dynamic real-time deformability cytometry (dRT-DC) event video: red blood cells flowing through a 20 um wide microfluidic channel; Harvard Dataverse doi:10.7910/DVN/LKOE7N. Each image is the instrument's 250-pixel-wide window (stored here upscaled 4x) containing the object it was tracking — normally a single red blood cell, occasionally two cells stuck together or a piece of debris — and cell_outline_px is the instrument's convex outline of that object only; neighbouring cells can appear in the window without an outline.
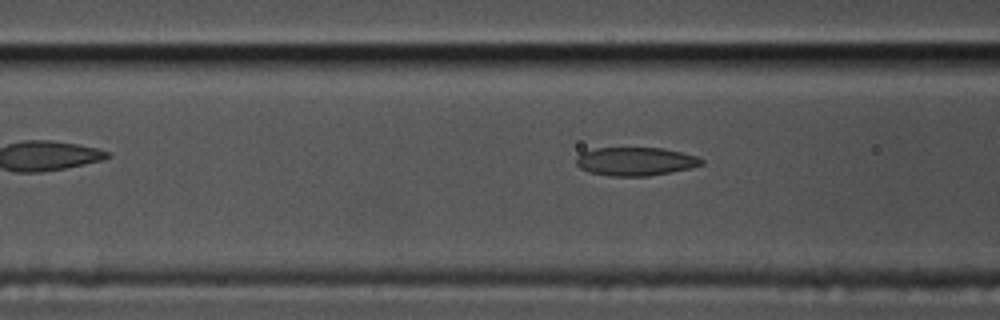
{"species": "common noctule bat (a hibernating species)", "species_latin": "Nyctalus noctula", "temperature_condition": "cold", "stored_images_in_passage": 6, "camera_frame_rate_fps": 3000, "um_per_image_px": 0.085, "animal": {"sex": "male", "body_mass_g": 17.5, "forearm_length_mm": 52.3}, "frame": {"image": 1, "passage_image": 4, "time_ms": 1.0, "image_size_px": [1000, 320], "cell_outline_px": [[704, 164], [692, 168], [648, 176], [608, 176], [588, 172], [580, 168], [576, 164], [576, 156], [580, 152], [596, 148], [664, 148], [696, 156], [704, 160]], "centroid_in_image_um": [53.99, 13.72], "position_along_channel_um": 112.6, "area_um2": 20.92}}